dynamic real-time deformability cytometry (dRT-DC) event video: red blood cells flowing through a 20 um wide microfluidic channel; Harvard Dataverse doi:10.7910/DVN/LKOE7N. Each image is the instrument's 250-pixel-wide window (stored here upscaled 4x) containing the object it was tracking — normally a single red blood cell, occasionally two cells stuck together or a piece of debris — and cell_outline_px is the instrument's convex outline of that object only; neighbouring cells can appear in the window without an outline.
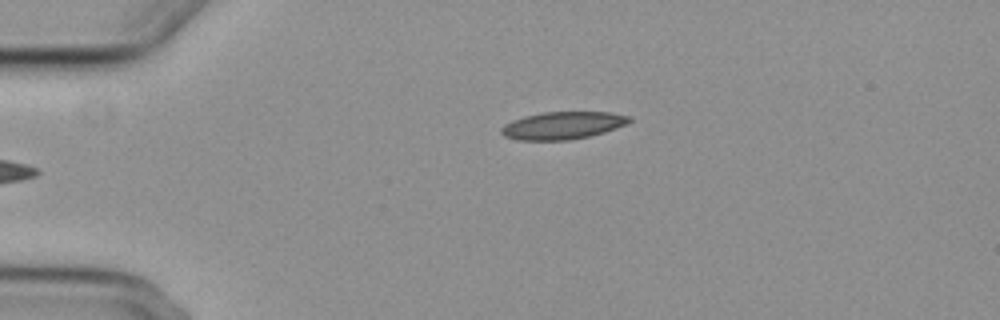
{"species": "common noctule bat (a hibernating species)", "species_latin": "Nyctalus noctula", "temperature_condition": "cold", "stored_images_in_passage": 5, "camera_frame_rate_fps": 3000, "um_per_image_px": 0.085, "animal": {"sex": "female", "body_mass_g": 29.2, "forearm_length_mm": 56.3}, "frame": {"image": 1, "passage_image": 5, "time_ms": 4.667, "image_size_px": [1000, 320], "cell_outline_px": [[632, 120], [616, 128], [604, 132], [588, 136], [568, 140], [516, 140], [504, 136], [500, 132], [500, 128], [504, 124], [512, 120], [524, 116], [544, 112], [612, 112], [628, 116]], "centroid_in_image_um": [47.77, 10.66], "position_along_channel_um": 37.2, "area_um2": 20.46}}